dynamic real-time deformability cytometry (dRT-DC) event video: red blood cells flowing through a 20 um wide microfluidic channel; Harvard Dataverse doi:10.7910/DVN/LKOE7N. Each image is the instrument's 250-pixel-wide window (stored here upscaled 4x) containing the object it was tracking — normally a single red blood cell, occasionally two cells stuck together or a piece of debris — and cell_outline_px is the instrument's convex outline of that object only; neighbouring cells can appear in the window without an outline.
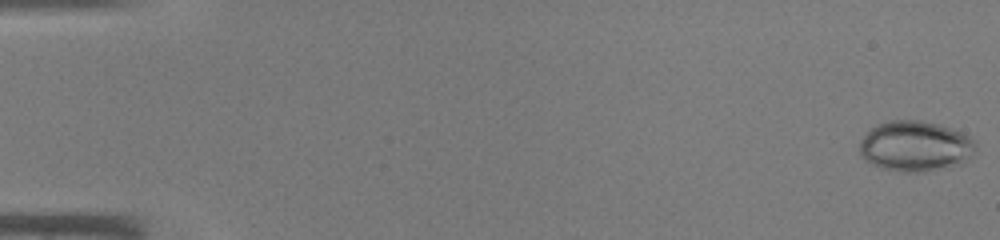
{"species": "common noctule bat (a hibernating species)", "species_latin": "Nyctalus noctula", "temperature_condition": "warm", "stored_images_in_passage": 45, "camera_frame_rate_fps": 3000, "um_per_image_px": 0.085, "animal": {"sex": "male", "body_mass_g": 19.0, "forearm_length_mm": 50.8}, "frame": {"image": 1, "passage_image": 1, "time_ms": 0.0, "image_size_px": [1000, 240], "cell_outline_px": [[976, 148], [972, 156], [960, 164], [924, 172], [904, 172], [884, 168], [872, 164], [864, 160], [860, 156], [860, 140], [876, 124], [888, 120], [920, 120], [940, 124], [952, 128], [976, 140]], "centroid_in_image_um": [77.81, 12.42], "position_along_channel_um": 7.2, "area_um2": 34.33}}
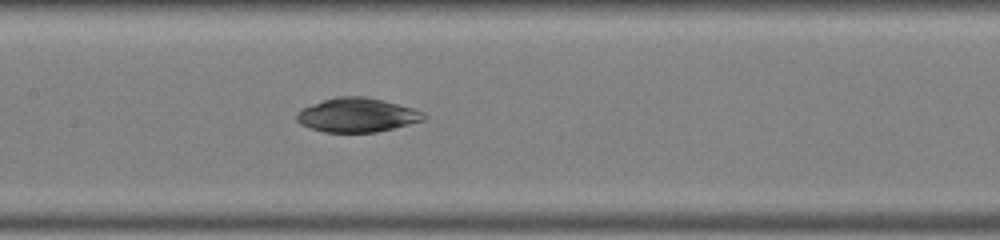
{"frame": {"image": 2, "passage_image": 23, "time_ms": 7.333, "image_size_px": [1000, 240], "cell_outline_px": [[424, 120], [376, 132], [324, 132], [300, 124], [296, 120], [296, 112], [312, 104], [336, 96], [364, 96], [412, 108], [424, 112]], "centroid_in_image_um": [30.31, 9.78], "position_along_channel_um": 177.1, "area_um2": 24.85}}
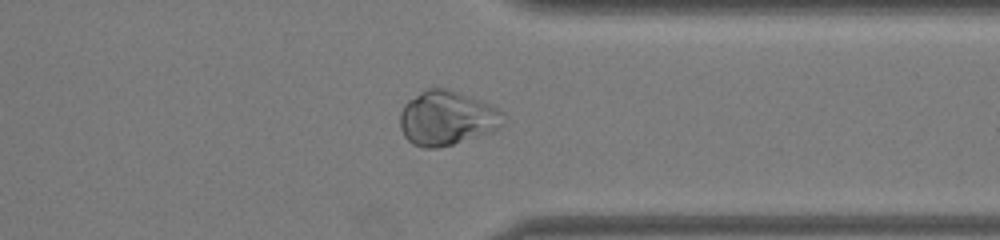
{"frame": {"image": 3, "passage_image": 36, "time_ms": 11.667, "image_size_px": [1000, 240], "cell_outline_px": [[504, 124], [500, 128], [492, 132], [440, 148], [424, 148], [412, 144], [404, 136], [400, 128], [400, 112], [404, 104], [408, 100], [420, 92], [428, 88], [448, 88], [480, 100], [504, 112]], "centroid_in_image_um": [37.98, 10.05], "position_along_channel_um": 373.4, "area_um2": 33.0}}